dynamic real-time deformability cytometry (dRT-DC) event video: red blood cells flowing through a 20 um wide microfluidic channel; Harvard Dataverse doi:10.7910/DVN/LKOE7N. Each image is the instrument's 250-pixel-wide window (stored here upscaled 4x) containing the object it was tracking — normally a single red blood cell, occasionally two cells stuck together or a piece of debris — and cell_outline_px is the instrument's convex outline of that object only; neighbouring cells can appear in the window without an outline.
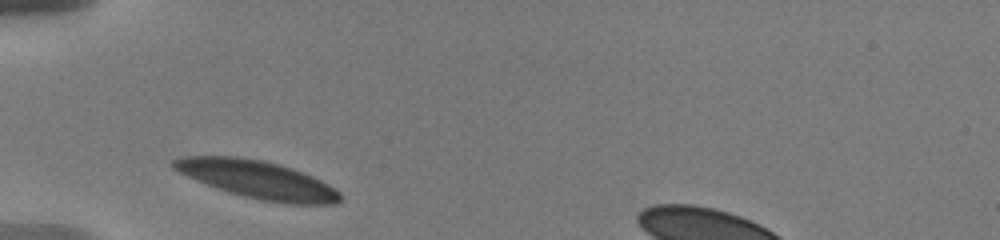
{"species": "human", "species_latin": "Homo sapiens", "temperature_condition": "warm", "stored_images_in_passage": 5, "camera_frame_rate_fps": 3000, "um_per_image_px": 0.085, "donor": {"sex": "male"}, "frame": {"image": 1, "passage_image": 1, "time_ms": 0.0, "image_size_px": [1000, 240], "cell_outline_px": [[344, 196], [336, 204], [288, 204], [260, 200], [244, 196], [196, 180], [172, 168], [168, 164], [172, 160], [180, 156], [236, 156], [264, 160], [280, 164], [292, 168], [312, 176], [328, 184], [340, 192]], "centroid_in_image_um": [21.9, 15.25], "position_along_channel_um": 63.1, "area_um2": 36.65}}
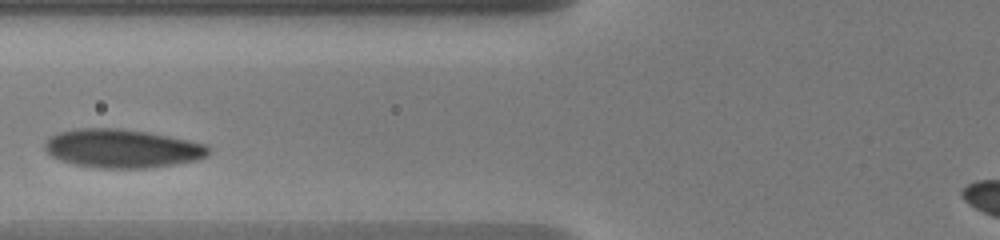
{"frame": {"image": 2, "passage_image": 3, "time_ms": 1.667, "image_size_px": [1000, 240], "cell_outline_px": [[212, 152], [208, 156], [196, 160], [176, 164], [148, 168], [100, 168], [72, 164], [60, 160], [52, 156], [44, 148], [44, 144], [52, 136], [60, 132], [80, 128], [116, 128], [144, 132], [168, 136], [188, 140], [204, 144], [212, 148]], "centroid_in_image_um": [10.42, 12.63], "position_along_channel_um": 115.4, "area_um2": 36.7}}
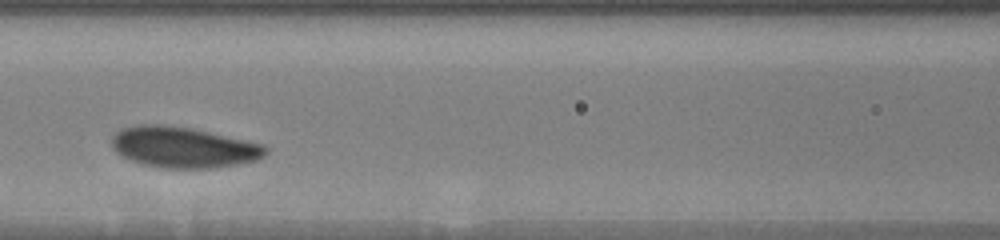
{"frame": {"image": 3, "passage_image": 4, "time_ms": 2.667, "image_size_px": [1000, 240], "cell_outline_px": [[268, 152], [264, 156], [256, 160], [236, 164], [212, 168], [164, 168], [140, 164], [116, 152], [112, 148], [112, 136], [120, 128], [140, 124], [164, 124], [192, 128], [264, 144], [268, 148]], "centroid_in_image_um": [15.58, 12.51], "position_along_channel_um": 151.0, "area_um2": 36.76}}